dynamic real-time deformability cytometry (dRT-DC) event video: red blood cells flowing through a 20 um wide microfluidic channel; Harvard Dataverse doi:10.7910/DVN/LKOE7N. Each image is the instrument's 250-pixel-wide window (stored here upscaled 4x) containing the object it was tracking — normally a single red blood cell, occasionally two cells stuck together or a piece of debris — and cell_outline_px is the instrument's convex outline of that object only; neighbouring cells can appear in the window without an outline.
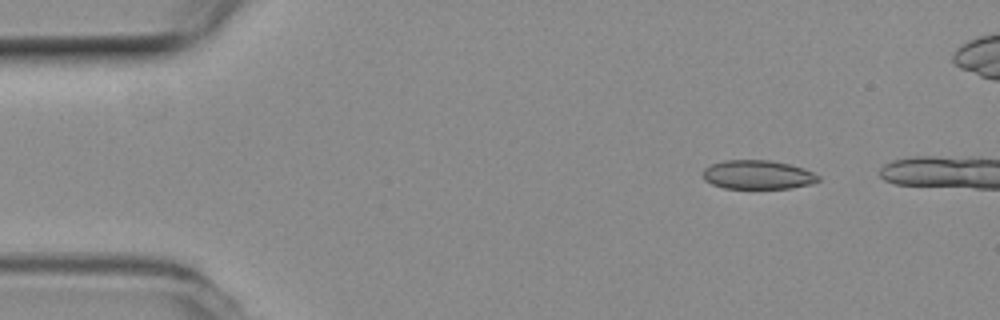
{"species": "common noctule bat (a hibernating species)", "species_latin": "Nyctalus noctula", "temperature_condition": "room temperature", "stored_images_in_passage": 9, "camera_frame_rate_fps": 3000, "um_per_image_px": 0.085, "animal": {"sex": "female", "body_mass_g": 19.3, "forearm_length_mm": 54.1}, "frame": {"image": 1, "passage_image": 6, "time_ms": 1.667, "image_size_px": [1000, 320], "cell_outline_px": [[820, 180], [812, 184], [792, 188], [724, 188], [712, 184], [704, 180], [704, 168], [712, 164], [724, 160], [772, 160], [804, 168], [820, 176]], "centroid_in_image_um": [64.43, 14.85], "position_along_channel_um": 20.6, "area_um2": 19.48}}